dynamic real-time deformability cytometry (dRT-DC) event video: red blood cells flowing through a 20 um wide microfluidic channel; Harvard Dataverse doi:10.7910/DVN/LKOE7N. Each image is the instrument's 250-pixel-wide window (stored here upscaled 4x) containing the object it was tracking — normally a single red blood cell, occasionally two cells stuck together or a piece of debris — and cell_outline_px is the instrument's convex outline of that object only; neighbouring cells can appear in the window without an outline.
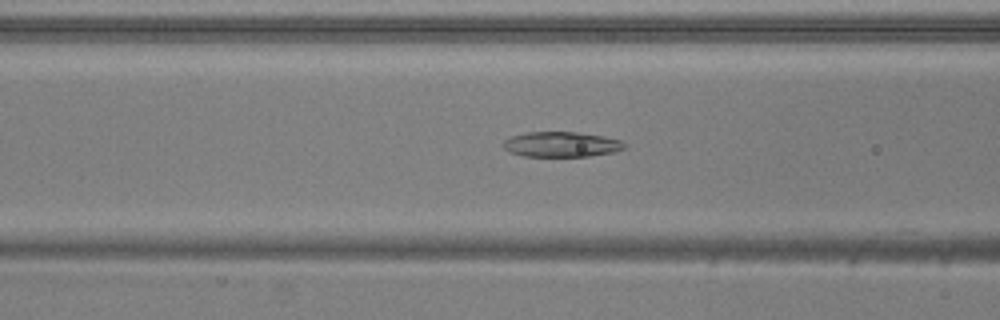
{"species": "common noctule bat (a hibernating species)", "species_latin": "Nyctalus noctula", "temperature_condition": "warm", "stored_images_in_passage": 51, "camera_frame_rate_fps": 3000, "um_per_image_px": 0.085, "animal": {"sex": "male", "body_mass_g": 20.5, "forearm_length_mm": 52.5}, "frame": {"image": 1, "passage_image": 19, "time_ms": 6.0, "image_size_px": [1000, 320], "cell_outline_px": [[628, 144], [624, 148], [612, 152], [588, 156], [524, 156], [508, 152], [504, 148], [504, 140], [512, 136], [524, 132], [576, 132], [604, 136], [624, 140]], "centroid_in_image_um": [47.74, 12.26], "position_along_channel_um": 118.9, "area_um2": 17.86}}
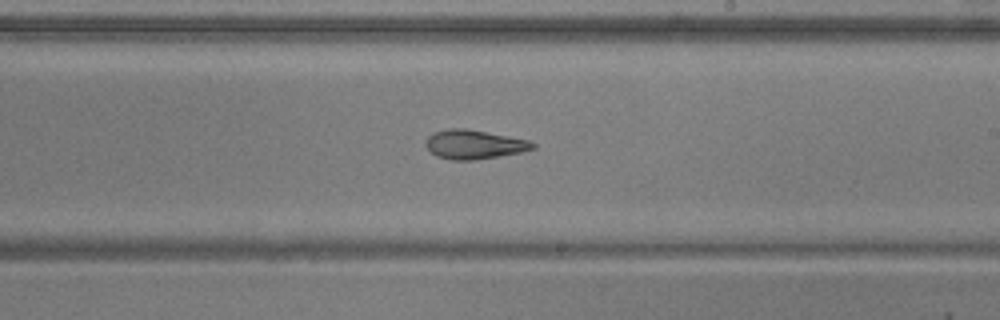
{"frame": {"image": 2, "passage_image": 29, "time_ms": 9.333, "image_size_px": [1000, 320], "cell_outline_px": [[536, 148], [520, 152], [476, 160], [452, 160], [436, 156], [424, 144], [428, 136], [432, 132], [448, 128], [468, 128], [528, 140], [536, 144]], "centroid_in_image_um": [40.27, 12.27], "position_along_channel_um": 248.7, "area_um2": 18.21}}
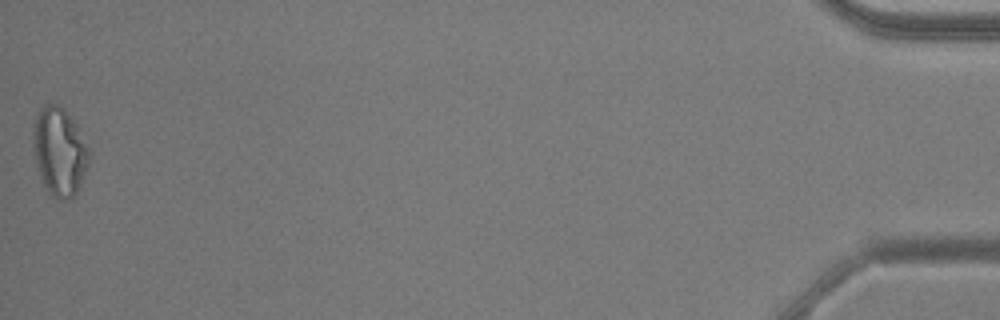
{"frame": {"image": 3, "passage_image": 51, "time_ms": 16.667, "image_size_px": [1000, 320], "cell_outline_px": [[88, 164], [80, 184], [76, 192], [68, 200], [56, 200], [48, 192], [40, 176], [36, 164], [32, 132], [32, 124], [36, 112], [44, 104], [56, 104], [64, 108], [76, 124], [88, 148]], "centroid_in_image_um": [5.01, 12.85], "position_along_channel_um": 430.2, "area_um2": 28.67}, "authors_computed_cell_mechanics": {"area_um2": 21.2126, "velocity_mm_per_s": 3.888, "shape_relaxation_time_tau1_ms": null, "shape_relaxation_time_tau2_ms": 8.5611, "deformation_change_tau1": null, "deformation_change_tau2": 0.2241}}